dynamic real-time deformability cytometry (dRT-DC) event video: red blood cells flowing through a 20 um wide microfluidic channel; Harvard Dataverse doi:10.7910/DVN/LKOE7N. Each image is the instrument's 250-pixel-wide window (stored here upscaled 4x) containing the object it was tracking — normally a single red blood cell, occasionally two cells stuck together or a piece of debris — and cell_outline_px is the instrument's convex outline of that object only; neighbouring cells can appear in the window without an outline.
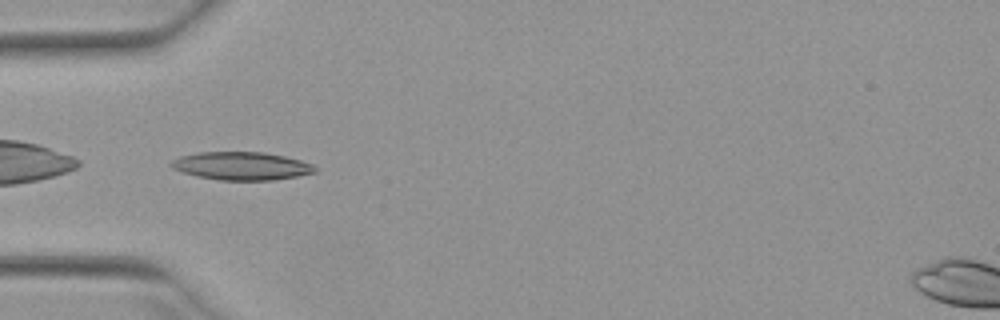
{"species": "Egyptian fruit bat (a non-hibernating species)", "species_latin": "Rousettus aegyptiacus", "temperature_condition": "warm", "stored_images_in_passage": 36, "camera_frame_rate_fps": 3000, "um_per_image_px": 0.085, "animal": {"sex": "female"}, "frame": {"image": 1, "passage_image": 1, "time_ms": 0.0, "image_size_px": [1000, 320], "cell_outline_px": [[316, 172], [296, 176], [272, 180], [220, 180], [196, 176], [172, 168], [168, 164], [172, 160], [180, 156], [200, 152], [264, 152], [284, 156], [300, 160], [312, 164], [316, 168]], "centroid_in_image_um": [20.51, 14.1], "position_along_channel_um": 64.5, "area_um2": 23.41}}
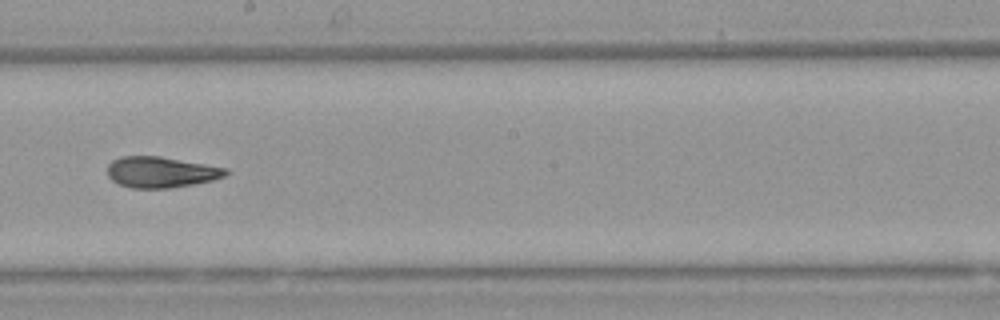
{"frame": {"image": 2, "passage_image": 14, "time_ms": 4.333, "image_size_px": [1000, 320], "cell_outline_px": [[228, 172], [224, 176], [212, 180], [192, 184], [168, 188], [132, 188], [120, 184], [112, 180], [108, 176], [108, 164], [112, 160], [120, 156], [160, 156], [228, 168]], "centroid_in_image_um": [13.66, 14.62], "position_along_channel_um": 234.5, "area_um2": 21.21}}
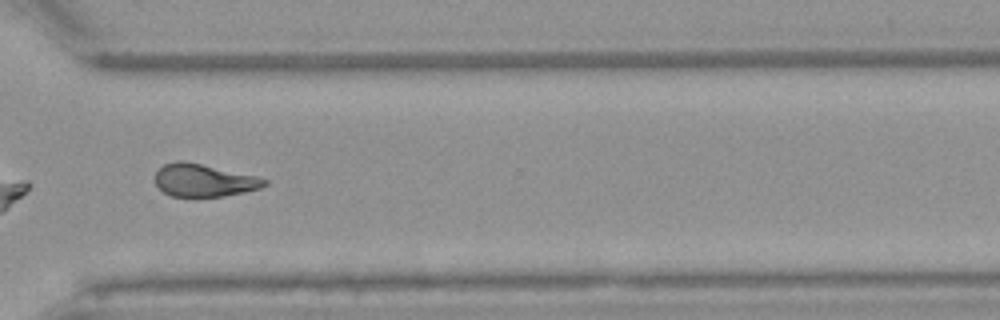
{"frame": {"image": 3, "passage_image": 23, "time_ms": 7.333, "image_size_px": [1000, 320], "cell_outline_px": [[268, 184], [260, 188], [244, 192], [224, 196], [172, 196], [164, 192], [156, 184], [152, 176], [164, 164], [176, 160], [180, 160], [200, 164], [256, 176], [268, 180]], "centroid_in_image_um": [17.3, 15.32], "position_along_channel_um": 353.3, "area_um2": 20.63}, "authors_computed_cell_mechanics": {"area_um2": 21.5594, "velocity_mm_per_s": 3.9556, "shape_relaxation_time_tau1_ms": 8.8984, "shape_relaxation_time_tau2_ms": 2.8197, "deformation_change_tau1": 0.217, "deformation_change_tau2": 0.1048}}